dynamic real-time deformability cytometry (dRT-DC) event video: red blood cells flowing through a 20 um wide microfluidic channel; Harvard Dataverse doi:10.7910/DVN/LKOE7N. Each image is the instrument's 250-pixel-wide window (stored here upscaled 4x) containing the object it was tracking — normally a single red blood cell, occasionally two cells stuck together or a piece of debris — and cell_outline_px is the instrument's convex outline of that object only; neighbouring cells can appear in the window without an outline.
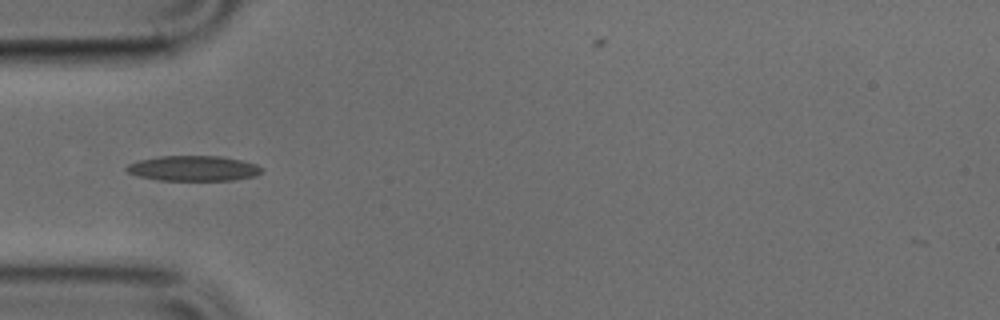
{"species": "common noctule bat (a hibernating species)", "species_latin": "Nyctalus noctula", "temperature_condition": "cold", "stored_images_in_passage": 24, "camera_frame_rate_fps": 3000, "um_per_image_px": 0.085, "animal": {"sex": "male", "body_mass_g": 17.9, "forearm_length_mm": 54.2}, "frame": {"image": 1, "passage_image": 1, "time_ms": 0.0, "image_size_px": [1000, 320], "cell_outline_px": [[264, 172], [256, 176], [232, 180], [160, 180], [140, 176], [128, 172], [124, 168], [128, 164], [140, 160], [160, 156], [220, 156], [240, 160], [256, 164], [264, 168]], "centroid_in_image_um": [16.49, 14.31], "position_along_channel_um": 68.5, "area_um2": 19.83}}
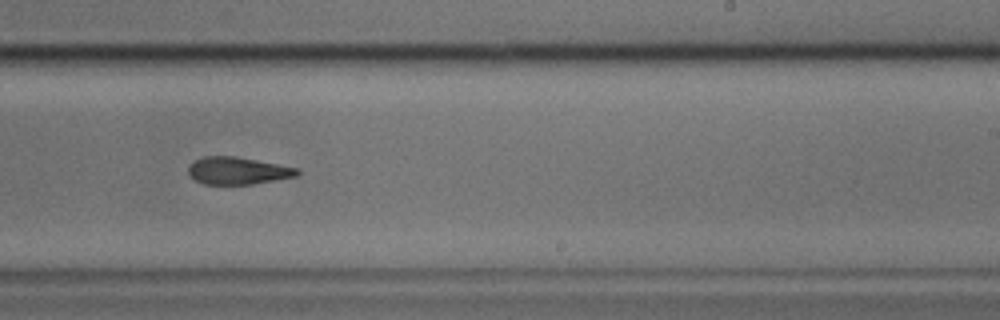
{"frame": {"image": 2, "passage_image": 16, "time_ms": 5.0, "image_size_px": [1000, 320], "cell_outline_px": [[300, 172], [296, 176], [252, 184], [204, 184], [196, 180], [188, 172], [188, 168], [196, 160], [204, 156], [236, 156], [300, 168]], "centroid_in_image_um": [20.24, 14.5], "position_along_channel_um": 268.8, "area_um2": 17.17}}
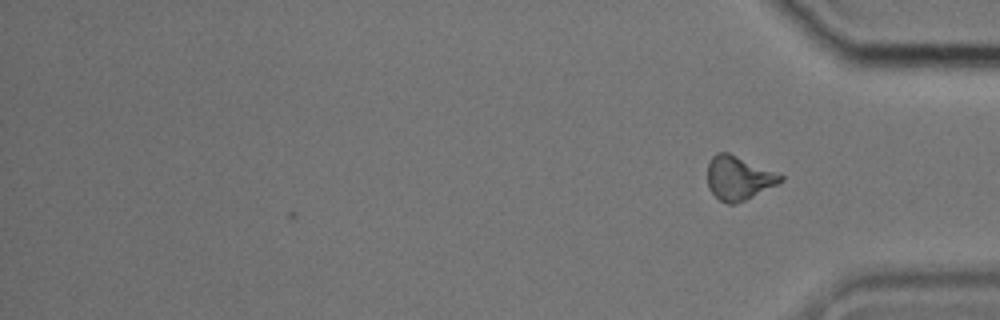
{"frame": {"image": 3, "passage_image": 24, "time_ms": 7.667, "image_size_px": [1000, 320], "cell_outline_px": [[784, 180], [736, 204], [728, 204], [720, 200], [708, 188], [708, 164], [712, 156], [716, 152], [728, 152], [784, 176]], "centroid_in_image_um": [62.74, 15.12], "position_along_channel_um": 372.5, "area_um2": 18.26}}